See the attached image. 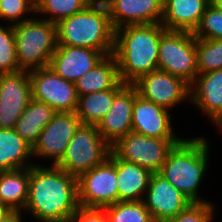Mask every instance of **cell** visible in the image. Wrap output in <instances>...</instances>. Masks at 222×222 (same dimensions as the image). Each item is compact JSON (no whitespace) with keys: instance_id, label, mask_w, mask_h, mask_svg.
I'll use <instances>...</instances> for the list:
<instances>
[{"instance_id":"6da1fadb","label":"cell","mask_w":222,"mask_h":222,"mask_svg":"<svg viewBox=\"0 0 222 222\" xmlns=\"http://www.w3.org/2000/svg\"><path fill=\"white\" fill-rule=\"evenodd\" d=\"M77 177L57 165L30 167L28 199L29 210L40 222H68L78 209Z\"/></svg>"},{"instance_id":"7a4b0ae2","label":"cell","mask_w":222,"mask_h":222,"mask_svg":"<svg viewBox=\"0 0 222 222\" xmlns=\"http://www.w3.org/2000/svg\"><path fill=\"white\" fill-rule=\"evenodd\" d=\"M166 29L160 23L128 25L115 30L113 55L120 80L133 84L141 76L158 70V49Z\"/></svg>"},{"instance_id":"3957f363","label":"cell","mask_w":222,"mask_h":222,"mask_svg":"<svg viewBox=\"0 0 222 222\" xmlns=\"http://www.w3.org/2000/svg\"><path fill=\"white\" fill-rule=\"evenodd\" d=\"M209 143L203 137L182 139L169 152L159 173L192 203H205L198 189L208 169Z\"/></svg>"},{"instance_id":"277c9868","label":"cell","mask_w":222,"mask_h":222,"mask_svg":"<svg viewBox=\"0 0 222 222\" xmlns=\"http://www.w3.org/2000/svg\"><path fill=\"white\" fill-rule=\"evenodd\" d=\"M19 69L32 71L49 66L58 46L57 24L31 18L13 25Z\"/></svg>"},{"instance_id":"5b68a950","label":"cell","mask_w":222,"mask_h":222,"mask_svg":"<svg viewBox=\"0 0 222 222\" xmlns=\"http://www.w3.org/2000/svg\"><path fill=\"white\" fill-rule=\"evenodd\" d=\"M58 45L92 48L113 54L115 29L106 19L86 8L57 23Z\"/></svg>"},{"instance_id":"8992f818","label":"cell","mask_w":222,"mask_h":222,"mask_svg":"<svg viewBox=\"0 0 222 222\" xmlns=\"http://www.w3.org/2000/svg\"><path fill=\"white\" fill-rule=\"evenodd\" d=\"M110 152L111 146L102 138L96 125L81 124L57 166L78 177L104 163Z\"/></svg>"},{"instance_id":"52a82bcc","label":"cell","mask_w":222,"mask_h":222,"mask_svg":"<svg viewBox=\"0 0 222 222\" xmlns=\"http://www.w3.org/2000/svg\"><path fill=\"white\" fill-rule=\"evenodd\" d=\"M158 70L182 78L191 85L197 71L196 37L192 32L166 30L160 38Z\"/></svg>"},{"instance_id":"ba28073f","label":"cell","mask_w":222,"mask_h":222,"mask_svg":"<svg viewBox=\"0 0 222 222\" xmlns=\"http://www.w3.org/2000/svg\"><path fill=\"white\" fill-rule=\"evenodd\" d=\"M182 139H158L131 131L120 138L111 150L120 158L157 173L165 163L169 152Z\"/></svg>"},{"instance_id":"9c48e42d","label":"cell","mask_w":222,"mask_h":222,"mask_svg":"<svg viewBox=\"0 0 222 222\" xmlns=\"http://www.w3.org/2000/svg\"><path fill=\"white\" fill-rule=\"evenodd\" d=\"M79 206L105 208L118 202L116 162L109 158L77 177Z\"/></svg>"},{"instance_id":"30bf717a","label":"cell","mask_w":222,"mask_h":222,"mask_svg":"<svg viewBox=\"0 0 222 222\" xmlns=\"http://www.w3.org/2000/svg\"><path fill=\"white\" fill-rule=\"evenodd\" d=\"M32 99L45 102L56 112H76L78 94L75 83L58 75L49 66L29 71Z\"/></svg>"},{"instance_id":"8fae6325","label":"cell","mask_w":222,"mask_h":222,"mask_svg":"<svg viewBox=\"0 0 222 222\" xmlns=\"http://www.w3.org/2000/svg\"><path fill=\"white\" fill-rule=\"evenodd\" d=\"M143 98L167 110L190 98V85L182 78L165 71L155 70L133 83Z\"/></svg>"},{"instance_id":"7c38bea8","label":"cell","mask_w":222,"mask_h":222,"mask_svg":"<svg viewBox=\"0 0 222 222\" xmlns=\"http://www.w3.org/2000/svg\"><path fill=\"white\" fill-rule=\"evenodd\" d=\"M81 124L76 112H57L40 133L32 148V155L51 158L52 165H57Z\"/></svg>"},{"instance_id":"4fadbf2b","label":"cell","mask_w":222,"mask_h":222,"mask_svg":"<svg viewBox=\"0 0 222 222\" xmlns=\"http://www.w3.org/2000/svg\"><path fill=\"white\" fill-rule=\"evenodd\" d=\"M31 100L29 71L0 74V128L14 129Z\"/></svg>"},{"instance_id":"5bb4252c","label":"cell","mask_w":222,"mask_h":222,"mask_svg":"<svg viewBox=\"0 0 222 222\" xmlns=\"http://www.w3.org/2000/svg\"><path fill=\"white\" fill-rule=\"evenodd\" d=\"M145 193L143 202L154 222L176 217L192 203L159 172L152 173Z\"/></svg>"},{"instance_id":"9a60e30c","label":"cell","mask_w":222,"mask_h":222,"mask_svg":"<svg viewBox=\"0 0 222 222\" xmlns=\"http://www.w3.org/2000/svg\"><path fill=\"white\" fill-rule=\"evenodd\" d=\"M136 90L133 84H125L115 94L109 111L97 125L102 138L110 146L132 131V108Z\"/></svg>"},{"instance_id":"2e32d148","label":"cell","mask_w":222,"mask_h":222,"mask_svg":"<svg viewBox=\"0 0 222 222\" xmlns=\"http://www.w3.org/2000/svg\"><path fill=\"white\" fill-rule=\"evenodd\" d=\"M169 111L143 98L136 90L132 108V131L158 139H182L178 138L171 128Z\"/></svg>"},{"instance_id":"e0dca14e","label":"cell","mask_w":222,"mask_h":222,"mask_svg":"<svg viewBox=\"0 0 222 222\" xmlns=\"http://www.w3.org/2000/svg\"><path fill=\"white\" fill-rule=\"evenodd\" d=\"M104 57L101 51L92 48L58 45L49 67L65 80L75 83Z\"/></svg>"},{"instance_id":"ac0fdd59","label":"cell","mask_w":222,"mask_h":222,"mask_svg":"<svg viewBox=\"0 0 222 222\" xmlns=\"http://www.w3.org/2000/svg\"><path fill=\"white\" fill-rule=\"evenodd\" d=\"M191 103L222 128V69L198 74L190 85Z\"/></svg>"},{"instance_id":"d6986e66","label":"cell","mask_w":222,"mask_h":222,"mask_svg":"<svg viewBox=\"0 0 222 222\" xmlns=\"http://www.w3.org/2000/svg\"><path fill=\"white\" fill-rule=\"evenodd\" d=\"M210 0H163L161 25L169 31L197 29Z\"/></svg>"},{"instance_id":"ffe728a7","label":"cell","mask_w":222,"mask_h":222,"mask_svg":"<svg viewBox=\"0 0 222 222\" xmlns=\"http://www.w3.org/2000/svg\"><path fill=\"white\" fill-rule=\"evenodd\" d=\"M109 156L116 162L118 201H143L142 194L148 188L152 173L142 166L120 159L112 150Z\"/></svg>"},{"instance_id":"44dd1931","label":"cell","mask_w":222,"mask_h":222,"mask_svg":"<svg viewBox=\"0 0 222 222\" xmlns=\"http://www.w3.org/2000/svg\"><path fill=\"white\" fill-rule=\"evenodd\" d=\"M124 85L119 78L118 64L113 54L106 55L75 82L78 96L108 89H121Z\"/></svg>"},{"instance_id":"7402d4cb","label":"cell","mask_w":222,"mask_h":222,"mask_svg":"<svg viewBox=\"0 0 222 222\" xmlns=\"http://www.w3.org/2000/svg\"><path fill=\"white\" fill-rule=\"evenodd\" d=\"M116 29L128 25L161 23L163 0H115Z\"/></svg>"},{"instance_id":"603a6c76","label":"cell","mask_w":222,"mask_h":222,"mask_svg":"<svg viewBox=\"0 0 222 222\" xmlns=\"http://www.w3.org/2000/svg\"><path fill=\"white\" fill-rule=\"evenodd\" d=\"M56 113L45 102L32 99L19 117L14 129L33 148L40 133Z\"/></svg>"},{"instance_id":"cb8c5ba5","label":"cell","mask_w":222,"mask_h":222,"mask_svg":"<svg viewBox=\"0 0 222 222\" xmlns=\"http://www.w3.org/2000/svg\"><path fill=\"white\" fill-rule=\"evenodd\" d=\"M31 156L32 147L15 129L0 128V171L29 168L34 165L27 162Z\"/></svg>"},{"instance_id":"d4e9b609","label":"cell","mask_w":222,"mask_h":222,"mask_svg":"<svg viewBox=\"0 0 222 222\" xmlns=\"http://www.w3.org/2000/svg\"><path fill=\"white\" fill-rule=\"evenodd\" d=\"M30 167L0 171V203L12 211L24 210L28 199Z\"/></svg>"},{"instance_id":"484cf974","label":"cell","mask_w":222,"mask_h":222,"mask_svg":"<svg viewBox=\"0 0 222 222\" xmlns=\"http://www.w3.org/2000/svg\"><path fill=\"white\" fill-rule=\"evenodd\" d=\"M120 89H108L79 96L76 114L82 124L98 125L109 111L115 94Z\"/></svg>"},{"instance_id":"4316f807","label":"cell","mask_w":222,"mask_h":222,"mask_svg":"<svg viewBox=\"0 0 222 222\" xmlns=\"http://www.w3.org/2000/svg\"><path fill=\"white\" fill-rule=\"evenodd\" d=\"M104 210L108 222H154L143 201H118Z\"/></svg>"},{"instance_id":"83f0119b","label":"cell","mask_w":222,"mask_h":222,"mask_svg":"<svg viewBox=\"0 0 222 222\" xmlns=\"http://www.w3.org/2000/svg\"><path fill=\"white\" fill-rule=\"evenodd\" d=\"M198 74L222 69V39L196 38Z\"/></svg>"},{"instance_id":"f1b7e54d","label":"cell","mask_w":222,"mask_h":222,"mask_svg":"<svg viewBox=\"0 0 222 222\" xmlns=\"http://www.w3.org/2000/svg\"><path fill=\"white\" fill-rule=\"evenodd\" d=\"M84 8H86V0H43L36 7L35 13L51 14L52 17L44 20L57 24Z\"/></svg>"},{"instance_id":"f546056e","label":"cell","mask_w":222,"mask_h":222,"mask_svg":"<svg viewBox=\"0 0 222 222\" xmlns=\"http://www.w3.org/2000/svg\"><path fill=\"white\" fill-rule=\"evenodd\" d=\"M19 71L13 25L0 26V74Z\"/></svg>"},{"instance_id":"4dcf8cb0","label":"cell","mask_w":222,"mask_h":222,"mask_svg":"<svg viewBox=\"0 0 222 222\" xmlns=\"http://www.w3.org/2000/svg\"><path fill=\"white\" fill-rule=\"evenodd\" d=\"M193 34L196 38L222 39V10L210 3L206 7L200 24Z\"/></svg>"},{"instance_id":"1f68e13d","label":"cell","mask_w":222,"mask_h":222,"mask_svg":"<svg viewBox=\"0 0 222 222\" xmlns=\"http://www.w3.org/2000/svg\"><path fill=\"white\" fill-rule=\"evenodd\" d=\"M26 12H36L35 6L29 0H0V18L9 20L11 25L31 19H21Z\"/></svg>"},{"instance_id":"d6a6232c","label":"cell","mask_w":222,"mask_h":222,"mask_svg":"<svg viewBox=\"0 0 222 222\" xmlns=\"http://www.w3.org/2000/svg\"><path fill=\"white\" fill-rule=\"evenodd\" d=\"M214 214V205L210 201L205 203H191L176 217L163 222H210Z\"/></svg>"},{"instance_id":"836d02e7","label":"cell","mask_w":222,"mask_h":222,"mask_svg":"<svg viewBox=\"0 0 222 222\" xmlns=\"http://www.w3.org/2000/svg\"><path fill=\"white\" fill-rule=\"evenodd\" d=\"M115 0H86V9L106 19L116 30Z\"/></svg>"},{"instance_id":"e575fe53","label":"cell","mask_w":222,"mask_h":222,"mask_svg":"<svg viewBox=\"0 0 222 222\" xmlns=\"http://www.w3.org/2000/svg\"><path fill=\"white\" fill-rule=\"evenodd\" d=\"M68 222H108V217L104 208L79 206Z\"/></svg>"},{"instance_id":"d590c367","label":"cell","mask_w":222,"mask_h":222,"mask_svg":"<svg viewBox=\"0 0 222 222\" xmlns=\"http://www.w3.org/2000/svg\"><path fill=\"white\" fill-rule=\"evenodd\" d=\"M0 222H21V211H12L7 217Z\"/></svg>"},{"instance_id":"8d00e7d4","label":"cell","mask_w":222,"mask_h":222,"mask_svg":"<svg viewBox=\"0 0 222 222\" xmlns=\"http://www.w3.org/2000/svg\"><path fill=\"white\" fill-rule=\"evenodd\" d=\"M11 212L12 210L8 206L0 203V221L7 217Z\"/></svg>"},{"instance_id":"74e56055","label":"cell","mask_w":222,"mask_h":222,"mask_svg":"<svg viewBox=\"0 0 222 222\" xmlns=\"http://www.w3.org/2000/svg\"><path fill=\"white\" fill-rule=\"evenodd\" d=\"M210 3L216 8L222 10V0H210Z\"/></svg>"},{"instance_id":"f35d334b","label":"cell","mask_w":222,"mask_h":222,"mask_svg":"<svg viewBox=\"0 0 222 222\" xmlns=\"http://www.w3.org/2000/svg\"><path fill=\"white\" fill-rule=\"evenodd\" d=\"M35 8L43 1V0H29Z\"/></svg>"}]
</instances>
